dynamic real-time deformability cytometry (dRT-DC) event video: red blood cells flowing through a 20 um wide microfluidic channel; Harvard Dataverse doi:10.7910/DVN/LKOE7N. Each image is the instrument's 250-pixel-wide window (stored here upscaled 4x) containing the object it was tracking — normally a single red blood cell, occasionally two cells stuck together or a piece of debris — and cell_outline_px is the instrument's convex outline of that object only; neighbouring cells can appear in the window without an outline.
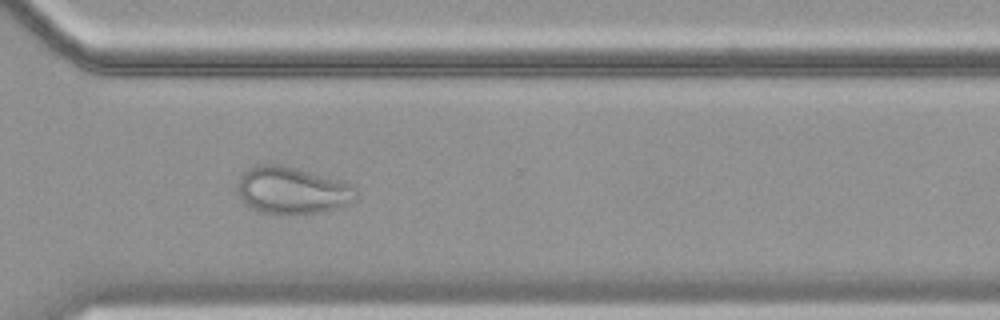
{"species": "common noctule bat (a hibernating species)", "species_latin": "Nyctalus noctula", "temperature_condition": "cold", "stored_images_in_passage": 53, "camera_frame_rate_fps": 3000, "um_per_image_px": 0.085, "animal": {"sex": "female", "body_mass_g": 19.9}, "frame": {"image": 1, "passage_image": 38, "time_ms": 12.333, "image_size_px": [1000, 320], "cell_outline_px": [[356, 196], [344, 204], [336, 208], [320, 212], [296, 216], [260, 212], [248, 208], [236, 192], [236, 184], [240, 172], [256, 164], [280, 164], [340, 180], [352, 184], [356, 188]], "centroid_in_image_um": [24.72, 16.19], "position_along_channel_um": 345.9, "area_um2": 33.12}}